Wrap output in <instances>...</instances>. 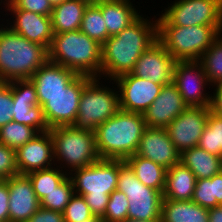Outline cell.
I'll use <instances>...</instances> for the list:
<instances>
[{
	"instance_id": "obj_8",
	"label": "cell",
	"mask_w": 222,
	"mask_h": 222,
	"mask_svg": "<svg viewBox=\"0 0 222 222\" xmlns=\"http://www.w3.org/2000/svg\"><path fill=\"white\" fill-rule=\"evenodd\" d=\"M99 80L92 78L82 90L77 118L73 124L79 130L95 132L99 125L120 110L118 91L102 86Z\"/></svg>"
},
{
	"instance_id": "obj_10",
	"label": "cell",
	"mask_w": 222,
	"mask_h": 222,
	"mask_svg": "<svg viewBox=\"0 0 222 222\" xmlns=\"http://www.w3.org/2000/svg\"><path fill=\"white\" fill-rule=\"evenodd\" d=\"M91 79L89 76L78 75L59 94L37 95L49 129L75 123L82 90Z\"/></svg>"
},
{
	"instance_id": "obj_4",
	"label": "cell",
	"mask_w": 222,
	"mask_h": 222,
	"mask_svg": "<svg viewBox=\"0 0 222 222\" xmlns=\"http://www.w3.org/2000/svg\"><path fill=\"white\" fill-rule=\"evenodd\" d=\"M47 61L45 46L29 41L8 26L0 28V82L30 79Z\"/></svg>"
},
{
	"instance_id": "obj_36",
	"label": "cell",
	"mask_w": 222,
	"mask_h": 222,
	"mask_svg": "<svg viewBox=\"0 0 222 222\" xmlns=\"http://www.w3.org/2000/svg\"><path fill=\"white\" fill-rule=\"evenodd\" d=\"M92 216L84 197L75 193L63 211L65 222H82Z\"/></svg>"
},
{
	"instance_id": "obj_24",
	"label": "cell",
	"mask_w": 222,
	"mask_h": 222,
	"mask_svg": "<svg viewBox=\"0 0 222 222\" xmlns=\"http://www.w3.org/2000/svg\"><path fill=\"white\" fill-rule=\"evenodd\" d=\"M196 176L181 162L166 172L163 198L170 200H192L196 185Z\"/></svg>"
},
{
	"instance_id": "obj_34",
	"label": "cell",
	"mask_w": 222,
	"mask_h": 222,
	"mask_svg": "<svg viewBox=\"0 0 222 222\" xmlns=\"http://www.w3.org/2000/svg\"><path fill=\"white\" fill-rule=\"evenodd\" d=\"M74 195V187L69 175L54 190L40 200V206L63 213L65 207Z\"/></svg>"
},
{
	"instance_id": "obj_13",
	"label": "cell",
	"mask_w": 222,
	"mask_h": 222,
	"mask_svg": "<svg viewBox=\"0 0 222 222\" xmlns=\"http://www.w3.org/2000/svg\"><path fill=\"white\" fill-rule=\"evenodd\" d=\"M117 85L121 110L143 114L158 97L163 87L150 79L139 78L132 73L123 74L113 80Z\"/></svg>"
},
{
	"instance_id": "obj_45",
	"label": "cell",
	"mask_w": 222,
	"mask_h": 222,
	"mask_svg": "<svg viewBox=\"0 0 222 222\" xmlns=\"http://www.w3.org/2000/svg\"><path fill=\"white\" fill-rule=\"evenodd\" d=\"M209 222H222V205L208 209Z\"/></svg>"
},
{
	"instance_id": "obj_30",
	"label": "cell",
	"mask_w": 222,
	"mask_h": 222,
	"mask_svg": "<svg viewBox=\"0 0 222 222\" xmlns=\"http://www.w3.org/2000/svg\"><path fill=\"white\" fill-rule=\"evenodd\" d=\"M57 168H47L27 174L30 178L33 190L36 196L41 200L46 194L51 192L58 186L67 176L68 173L65 170Z\"/></svg>"
},
{
	"instance_id": "obj_27",
	"label": "cell",
	"mask_w": 222,
	"mask_h": 222,
	"mask_svg": "<svg viewBox=\"0 0 222 222\" xmlns=\"http://www.w3.org/2000/svg\"><path fill=\"white\" fill-rule=\"evenodd\" d=\"M180 162L188 167L196 179H208L222 171V157L213 155L198 146L180 154Z\"/></svg>"
},
{
	"instance_id": "obj_14",
	"label": "cell",
	"mask_w": 222,
	"mask_h": 222,
	"mask_svg": "<svg viewBox=\"0 0 222 222\" xmlns=\"http://www.w3.org/2000/svg\"><path fill=\"white\" fill-rule=\"evenodd\" d=\"M9 83L13 99L12 120L33 127L40 133L49 131L33 82L30 79H23Z\"/></svg>"
},
{
	"instance_id": "obj_15",
	"label": "cell",
	"mask_w": 222,
	"mask_h": 222,
	"mask_svg": "<svg viewBox=\"0 0 222 222\" xmlns=\"http://www.w3.org/2000/svg\"><path fill=\"white\" fill-rule=\"evenodd\" d=\"M210 111V107H187L165 128L180 154L198 145Z\"/></svg>"
},
{
	"instance_id": "obj_35",
	"label": "cell",
	"mask_w": 222,
	"mask_h": 222,
	"mask_svg": "<svg viewBox=\"0 0 222 222\" xmlns=\"http://www.w3.org/2000/svg\"><path fill=\"white\" fill-rule=\"evenodd\" d=\"M129 199L125 193L115 190L110 194L103 222H122L127 219Z\"/></svg>"
},
{
	"instance_id": "obj_44",
	"label": "cell",
	"mask_w": 222,
	"mask_h": 222,
	"mask_svg": "<svg viewBox=\"0 0 222 222\" xmlns=\"http://www.w3.org/2000/svg\"><path fill=\"white\" fill-rule=\"evenodd\" d=\"M213 190L214 196L217 199V206L222 205V171L219 174L213 175Z\"/></svg>"
},
{
	"instance_id": "obj_40",
	"label": "cell",
	"mask_w": 222,
	"mask_h": 222,
	"mask_svg": "<svg viewBox=\"0 0 222 222\" xmlns=\"http://www.w3.org/2000/svg\"><path fill=\"white\" fill-rule=\"evenodd\" d=\"M15 8L50 16L53 6L48 0H8Z\"/></svg>"
},
{
	"instance_id": "obj_18",
	"label": "cell",
	"mask_w": 222,
	"mask_h": 222,
	"mask_svg": "<svg viewBox=\"0 0 222 222\" xmlns=\"http://www.w3.org/2000/svg\"><path fill=\"white\" fill-rule=\"evenodd\" d=\"M136 155L150 159L167 170L180 162V153L165 128L146 127Z\"/></svg>"
},
{
	"instance_id": "obj_31",
	"label": "cell",
	"mask_w": 222,
	"mask_h": 222,
	"mask_svg": "<svg viewBox=\"0 0 222 222\" xmlns=\"http://www.w3.org/2000/svg\"><path fill=\"white\" fill-rule=\"evenodd\" d=\"M222 34H220L212 45L202 54L199 62L211 85L222 83Z\"/></svg>"
},
{
	"instance_id": "obj_23",
	"label": "cell",
	"mask_w": 222,
	"mask_h": 222,
	"mask_svg": "<svg viewBox=\"0 0 222 222\" xmlns=\"http://www.w3.org/2000/svg\"><path fill=\"white\" fill-rule=\"evenodd\" d=\"M130 0H100V10L107 27L108 38L119 34L139 16Z\"/></svg>"
},
{
	"instance_id": "obj_43",
	"label": "cell",
	"mask_w": 222,
	"mask_h": 222,
	"mask_svg": "<svg viewBox=\"0 0 222 222\" xmlns=\"http://www.w3.org/2000/svg\"><path fill=\"white\" fill-rule=\"evenodd\" d=\"M214 89L213 96L211 94L210 110L212 113L222 118V83H218Z\"/></svg>"
},
{
	"instance_id": "obj_19",
	"label": "cell",
	"mask_w": 222,
	"mask_h": 222,
	"mask_svg": "<svg viewBox=\"0 0 222 222\" xmlns=\"http://www.w3.org/2000/svg\"><path fill=\"white\" fill-rule=\"evenodd\" d=\"M16 159L18 174L22 175L53 167L55 160L50 132L39 133L33 140L19 147Z\"/></svg>"
},
{
	"instance_id": "obj_11",
	"label": "cell",
	"mask_w": 222,
	"mask_h": 222,
	"mask_svg": "<svg viewBox=\"0 0 222 222\" xmlns=\"http://www.w3.org/2000/svg\"><path fill=\"white\" fill-rule=\"evenodd\" d=\"M161 17L170 26H222V0H176Z\"/></svg>"
},
{
	"instance_id": "obj_20",
	"label": "cell",
	"mask_w": 222,
	"mask_h": 222,
	"mask_svg": "<svg viewBox=\"0 0 222 222\" xmlns=\"http://www.w3.org/2000/svg\"><path fill=\"white\" fill-rule=\"evenodd\" d=\"M187 107L173 83L163 85L158 97L143 113L146 127L166 128Z\"/></svg>"
},
{
	"instance_id": "obj_22",
	"label": "cell",
	"mask_w": 222,
	"mask_h": 222,
	"mask_svg": "<svg viewBox=\"0 0 222 222\" xmlns=\"http://www.w3.org/2000/svg\"><path fill=\"white\" fill-rule=\"evenodd\" d=\"M77 76L74 71L47 61L30 80L35 85L37 95H56L63 92Z\"/></svg>"
},
{
	"instance_id": "obj_16",
	"label": "cell",
	"mask_w": 222,
	"mask_h": 222,
	"mask_svg": "<svg viewBox=\"0 0 222 222\" xmlns=\"http://www.w3.org/2000/svg\"><path fill=\"white\" fill-rule=\"evenodd\" d=\"M177 60L157 40L136 61L131 73L154 83L167 85L172 83Z\"/></svg>"
},
{
	"instance_id": "obj_5",
	"label": "cell",
	"mask_w": 222,
	"mask_h": 222,
	"mask_svg": "<svg viewBox=\"0 0 222 222\" xmlns=\"http://www.w3.org/2000/svg\"><path fill=\"white\" fill-rule=\"evenodd\" d=\"M74 193L84 197L92 214L103 218L110 194L117 189L118 159H99L70 172Z\"/></svg>"
},
{
	"instance_id": "obj_48",
	"label": "cell",
	"mask_w": 222,
	"mask_h": 222,
	"mask_svg": "<svg viewBox=\"0 0 222 222\" xmlns=\"http://www.w3.org/2000/svg\"><path fill=\"white\" fill-rule=\"evenodd\" d=\"M50 2V4L52 6L56 5V4H59V3H62L63 1H66V0H48Z\"/></svg>"
},
{
	"instance_id": "obj_42",
	"label": "cell",
	"mask_w": 222,
	"mask_h": 222,
	"mask_svg": "<svg viewBox=\"0 0 222 222\" xmlns=\"http://www.w3.org/2000/svg\"><path fill=\"white\" fill-rule=\"evenodd\" d=\"M0 222H9L8 179L0 180Z\"/></svg>"
},
{
	"instance_id": "obj_32",
	"label": "cell",
	"mask_w": 222,
	"mask_h": 222,
	"mask_svg": "<svg viewBox=\"0 0 222 222\" xmlns=\"http://www.w3.org/2000/svg\"><path fill=\"white\" fill-rule=\"evenodd\" d=\"M39 133L33 127L12 120L0 128V143L17 150L28 141L33 140Z\"/></svg>"
},
{
	"instance_id": "obj_7",
	"label": "cell",
	"mask_w": 222,
	"mask_h": 222,
	"mask_svg": "<svg viewBox=\"0 0 222 222\" xmlns=\"http://www.w3.org/2000/svg\"><path fill=\"white\" fill-rule=\"evenodd\" d=\"M49 132L53 139L54 159L58 164L61 162L59 168H65L64 165L70 168L66 170L68 174L100 159L94 132L79 130L73 125L54 127Z\"/></svg>"
},
{
	"instance_id": "obj_29",
	"label": "cell",
	"mask_w": 222,
	"mask_h": 222,
	"mask_svg": "<svg viewBox=\"0 0 222 222\" xmlns=\"http://www.w3.org/2000/svg\"><path fill=\"white\" fill-rule=\"evenodd\" d=\"M104 21L100 10V0H92L84 11L80 31L102 45L108 38Z\"/></svg>"
},
{
	"instance_id": "obj_41",
	"label": "cell",
	"mask_w": 222,
	"mask_h": 222,
	"mask_svg": "<svg viewBox=\"0 0 222 222\" xmlns=\"http://www.w3.org/2000/svg\"><path fill=\"white\" fill-rule=\"evenodd\" d=\"M26 222H65L63 213L40 207Z\"/></svg>"
},
{
	"instance_id": "obj_21",
	"label": "cell",
	"mask_w": 222,
	"mask_h": 222,
	"mask_svg": "<svg viewBox=\"0 0 222 222\" xmlns=\"http://www.w3.org/2000/svg\"><path fill=\"white\" fill-rule=\"evenodd\" d=\"M9 222H26L41 206L27 175L8 178Z\"/></svg>"
},
{
	"instance_id": "obj_38",
	"label": "cell",
	"mask_w": 222,
	"mask_h": 222,
	"mask_svg": "<svg viewBox=\"0 0 222 222\" xmlns=\"http://www.w3.org/2000/svg\"><path fill=\"white\" fill-rule=\"evenodd\" d=\"M18 175L16 150L0 143V180Z\"/></svg>"
},
{
	"instance_id": "obj_28",
	"label": "cell",
	"mask_w": 222,
	"mask_h": 222,
	"mask_svg": "<svg viewBox=\"0 0 222 222\" xmlns=\"http://www.w3.org/2000/svg\"><path fill=\"white\" fill-rule=\"evenodd\" d=\"M125 162L134 171L138 180L147 187L164 191L167 169L139 155L128 157Z\"/></svg>"
},
{
	"instance_id": "obj_26",
	"label": "cell",
	"mask_w": 222,
	"mask_h": 222,
	"mask_svg": "<svg viewBox=\"0 0 222 222\" xmlns=\"http://www.w3.org/2000/svg\"><path fill=\"white\" fill-rule=\"evenodd\" d=\"M161 222H209V212L192 200L163 198Z\"/></svg>"
},
{
	"instance_id": "obj_47",
	"label": "cell",
	"mask_w": 222,
	"mask_h": 222,
	"mask_svg": "<svg viewBox=\"0 0 222 222\" xmlns=\"http://www.w3.org/2000/svg\"><path fill=\"white\" fill-rule=\"evenodd\" d=\"M122 222H161V221H141V220H136V219H125Z\"/></svg>"
},
{
	"instance_id": "obj_33",
	"label": "cell",
	"mask_w": 222,
	"mask_h": 222,
	"mask_svg": "<svg viewBox=\"0 0 222 222\" xmlns=\"http://www.w3.org/2000/svg\"><path fill=\"white\" fill-rule=\"evenodd\" d=\"M197 146L210 154L222 157V118L211 111Z\"/></svg>"
},
{
	"instance_id": "obj_1",
	"label": "cell",
	"mask_w": 222,
	"mask_h": 222,
	"mask_svg": "<svg viewBox=\"0 0 222 222\" xmlns=\"http://www.w3.org/2000/svg\"><path fill=\"white\" fill-rule=\"evenodd\" d=\"M156 41L157 20L149 21L140 15L119 34L110 36L102 44L101 76L112 81L131 73L139 57Z\"/></svg>"
},
{
	"instance_id": "obj_9",
	"label": "cell",
	"mask_w": 222,
	"mask_h": 222,
	"mask_svg": "<svg viewBox=\"0 0 222 222\" xmlns=\"http://www.w3.org/2000/svg\"><path fill=\"white\" fill-rule=\"evenodd\" d=\"M117 190L129 199L128 219L161 221L163 192L141 183L125 160H119Z\"/></svg>"
},
{
	"instance_id": "obj_3",
	"label": "cell",
	"mask_w": 222,
	"mask_h": 222,
	"mask_svg": "<svg viewBox=\"0 0 222 222\" xmlns=\"http://www.w3.org/2000/svg\"><path fill=\"white\" fill-rule=\"evenodd\" d=\"M102 45L80 30L54 34L48 49V61L66 67L78 75L101 77Z\"/></svg>"
},
{
	"instance_id": "obj_25",
	"label": "cell",
	"mask_w": 222,
	"mask_h": 222,
	"mask_svg": "<svg viewBox=\"0 0 222 222\" xmlns=\"http://www.w3.org/2000/svg\"><path fill=\"white\" fill-rule=\"evenodd\" d=\"M92 0H66L53 6L50 18L54 34L80 30L83 14Z\"/></svg>"
},
{
	"instance_id": "obj_12",
	"label": "cell",
	"mask_w": 222,
	"mask_h": 222,
	"mask_svg": "<svg viewBox=\"0 0 222 222\" xmlns=\"http://www.w3.org/2000/svg\"><path fill=\"white\" fill-rule=\"evenodd\" d=\"M172 83L188 107H210L211 96L204 93L208 78L199 61H177Z\"/></svg>"
},
{
	"instance_id": "obj_6",
	"label": "cell",
	"mask_w": 222,
	"mask_h": 222,
	"mask_svg": "<svg viewBox=\"0 0 222 222\" xmlns=\"http://www.w3.org/2000/svg\"><path fill=\"white\" fill-rule=\"evenodd\" d=\"M220 34L222 26H170L157 19V40L177 61H199Z\"/></svg>"
},
{
	"instance_id": "obj_46",
	"label": "cell",
	"mask_w": 222,
	"mask_h": 222,
	"mask_svg": "<svg viewBox=\"0 0 222 222\" xmlns=\"http://www.w3.org/2000/svg\"><path fill=\"white\" fill-rule=\"evenodd\" d=\"M82 222H103V221L102 218L93 215L91 218L85 219Z\"/></svg>"
},
{
	"instance_id": "obj_39",
	"label": "cell",
	"mask_w": 222,
	"mask_h": 222,
	"mask_svg": "<svg viewBox=\"0 0 222 222\" xmlns=\"http://www.w3.org/2000/svg\"><path fill=\"white\" fill-rule=\"evenodd\" d=\"M12 88L9 82H0V128L13 119Z\"/></svg>"
},
{
	"instance_id": "obj_37",
	"label": "cell",
	"mask_w": 222,
	"mask_h": 222,
	"mask_svg": "<svg viewBox=\"0 0 222 222\" xmlns=\"http://www.w3.org/2000/svg\"><path fill=\"white\" fill-rule=\"evenodd\" d=\"M192 201L206 209L217 207V199L213 190V176L196 180Z\"/></svg>"
},
{
	"instance_id": "obj_2",
	"label": "cell",
	"mask_w": 222,
	"mask_h": 222,
	"mask_svg": "<svg viewBox=\"0 0 222 222\" xmlns=\"http://www.w3.org/2000/svg\"><path fill=\"white\" fill-rule=\"evenodd\" d=\"M145 128L143 114L120 109L95 129L99 157L126 160L136 154Z\"/></svg>"
},
{
	"instance_id": "obj_17",
	"label": "cell",
	"mask_w": 222,
	"mask_h": 222,
	"mask_svg": "<svg viewBox=\"0 0 222 222\" xmlns=\"http://www.w3.org/2000/svg\"><path fill=\"white\" fill-rule=\"evenodd\" d=\"M3 3L13 14V25L10 29L33 43L45 46L49 49L54 36L50 16L40 15L34 12L15 8L8 0ZM15 15V17H14Z\"/></svg>"
}]
</instances>
